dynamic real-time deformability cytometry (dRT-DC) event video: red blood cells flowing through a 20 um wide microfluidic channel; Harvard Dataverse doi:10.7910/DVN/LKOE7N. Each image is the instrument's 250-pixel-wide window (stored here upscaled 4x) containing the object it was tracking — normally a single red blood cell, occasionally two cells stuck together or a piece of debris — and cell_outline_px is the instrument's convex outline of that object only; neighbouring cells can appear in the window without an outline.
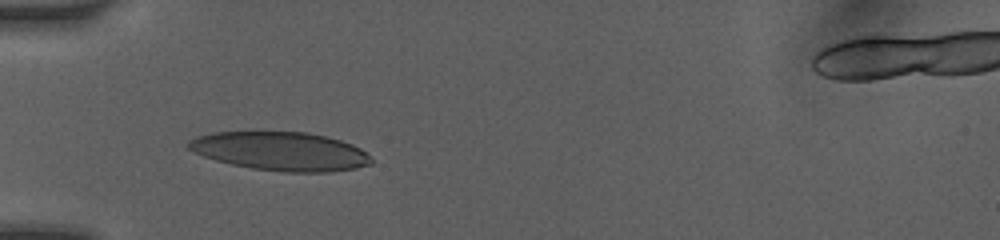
{"species": "human", "species_latin": "Homo sapiens", "temperature_condition": "room temperature", "stored_images_in_passage": 9, "camera_frame_rate_fps": 3000, "um_per_image_px": 0.085, "donor": {"sex": "female"}, "frame": {"image": 1, "passage_image": 1, "time_ms": 0.0, "image_size_px": [1000, 240], "cell_outline_px": [[372, 164], [356, 168], [328, 172], [284, 172], [252, 168], [232, 164], [216, 160], [204, 156], [188, 148], [184, 144], [188, 140], [196, 136], [212, 132], [252, 128], [308, 132], [340, 140], [352, 144], [360, 148], [372, 160]], "centroid_in_image_um": [23.76, 12.79], "position_along_channel_um": 61.2, "area_um2": 42.48}}
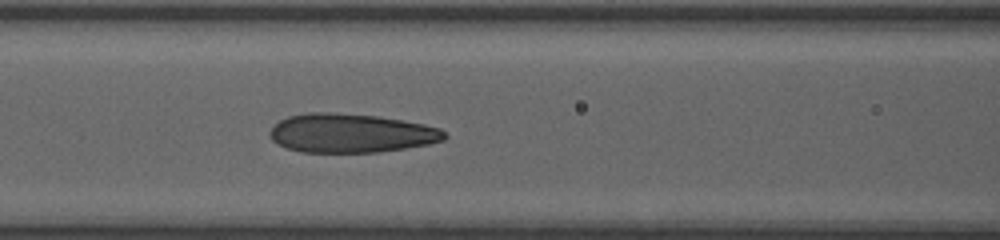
{"frame": {"image": 2, "passage_image": 4, "time_ms": 2.0, "image_size_px": [1000, 240], "cell_outline_px": [[448, 136], [444, 140], [428, 144], [404, 148], [376, 152], [304, 152], [288, 148], [272, 140], [268, 132], [280, 120], [288, 116], [308, 112], [336, 112], [380, 116], [424, 124], [440, 128]], "centroid_in_image_um": [29.84, 11.3], "position_along_channel_um": 136.8, "area_um2": 39.59}}
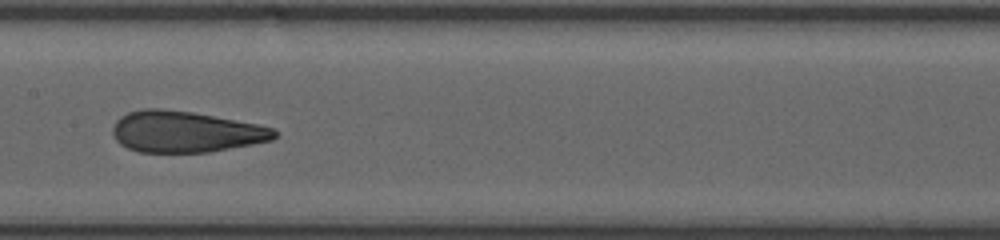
{"frame": {"image": 3, "passage_image": 7, "time_ms": 3.333, "image_size_px": [1000, 240], "cell_outline_px": [[276, 136], [272, 140], [252, 144], [208, 152], [140, 152], [128, 148], [120, 144], [116, 140], [112, 132], [112, 128], [116, 120], [120, 116], [128, 112], [144, 108], [160, 108], [192, 112], [260, 124], [272, 128], [276, 132]], "centroid_in_image_um": [15.74, 11.19], "position_along_channel_um": 191.7, "area_um2": 38.84}}